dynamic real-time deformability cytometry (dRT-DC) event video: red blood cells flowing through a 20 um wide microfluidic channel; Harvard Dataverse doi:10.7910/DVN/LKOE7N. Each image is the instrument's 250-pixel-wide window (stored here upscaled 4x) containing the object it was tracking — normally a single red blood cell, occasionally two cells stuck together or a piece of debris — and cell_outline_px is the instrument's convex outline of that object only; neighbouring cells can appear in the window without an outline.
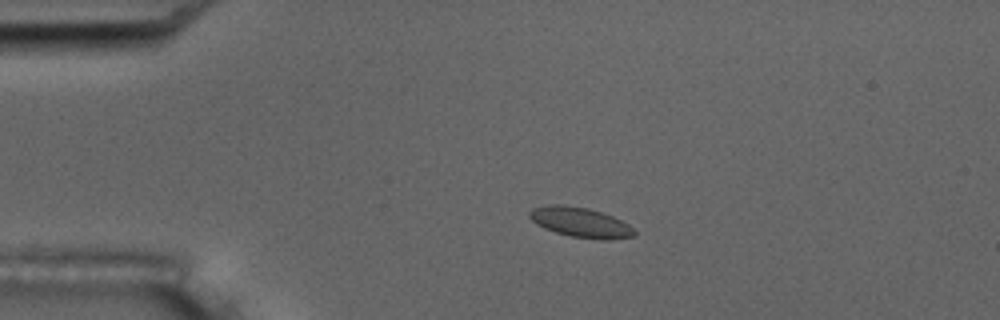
{"species": "common noctule bat (a hibernating species)", "species_latin": "Nyctalus noctula", "temperature_condition": "room temperature", "stored_images_in_passage": 3, "camera_frame_rate_fps": 3000, "um_per_image_px": 0.085, "animal": {"sex": "male", "body_mass_g": 17.5, "forearm_length_mm": 52.3}, "frame": {"image": 1, "passage_image": 2, "time_ms": 0.333, "image_size_px": [1000, 320], "cell_outline_px": [[636, 236], [608, 240], [600, 240], [572, 236], [556, 232], [544, 228], [536, 224], [528, 216], [528, 212], [532, 208], [548, 204], [564, 204], [588, 208], [612, 216], [628, 224], [636, 232]], "centroid_in_image_um": [49.32, 18.89], "position_along_channel_um": 35.7, "area_um2": 18.38}}